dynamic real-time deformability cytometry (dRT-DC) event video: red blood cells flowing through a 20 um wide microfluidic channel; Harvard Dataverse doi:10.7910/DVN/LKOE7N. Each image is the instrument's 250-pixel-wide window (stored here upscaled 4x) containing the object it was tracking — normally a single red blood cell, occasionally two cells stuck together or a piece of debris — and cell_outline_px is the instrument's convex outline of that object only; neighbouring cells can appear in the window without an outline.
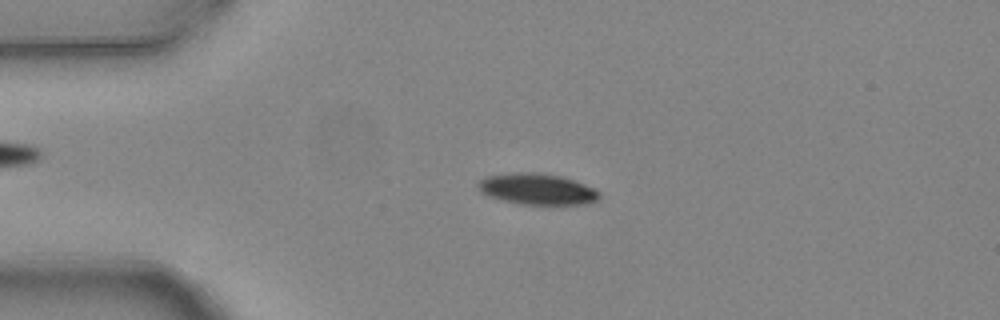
{"species": "common noctule bat (a hibernating species)", "species_latin": "Nyctalus noctula", "temperature_condition": "warm", "stored_images_in_passage": 5, "camera_frame_rate_fps": 3000, "um_per_image_px": 0.085, "animal": {"sex": "female", "body_mass_g": 24.6, "forearm_length_mm": 56.2}, "frame": {"image": 1, "passage_image": 3, "time_ms": 0.667, "image_size_px": [1000, 320], "cell_outline_px": [[600, 196], [596, 200], [584, 204], [520, 204], [488, 196], [480, 192], [476, 184], [480, 180], [488, 176], [512, 172], [540, 172], [560, 176], [576, 180], [600, 192]], "centroid_in_image_um": [45.63, 16.06], "position_along_channel_um": 39.4, "area_um2": 21.96}}
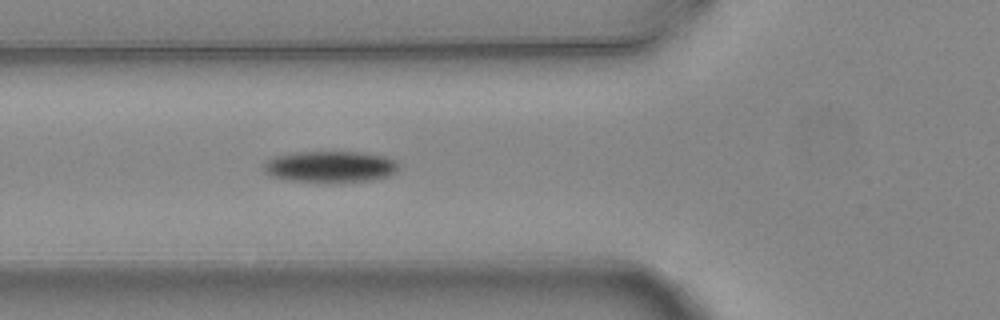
{"frame": {"image": 2, "passage_image": 5, "time_ms": 1.333, "image_size_px": [1000, 320], "cell_outline_px": [[396, 172], [388, 176], [368, 180], [288, 180], [272, 176], [264, 172], [264, 164], [272, 156], [296, 152], [364, 152], [384, 156], [392, 160], [396, 164]], "centroid_in_image_um": [28.02, 14.13], "position_along_channel_um": 97.8, "area_um2": 23.76}}